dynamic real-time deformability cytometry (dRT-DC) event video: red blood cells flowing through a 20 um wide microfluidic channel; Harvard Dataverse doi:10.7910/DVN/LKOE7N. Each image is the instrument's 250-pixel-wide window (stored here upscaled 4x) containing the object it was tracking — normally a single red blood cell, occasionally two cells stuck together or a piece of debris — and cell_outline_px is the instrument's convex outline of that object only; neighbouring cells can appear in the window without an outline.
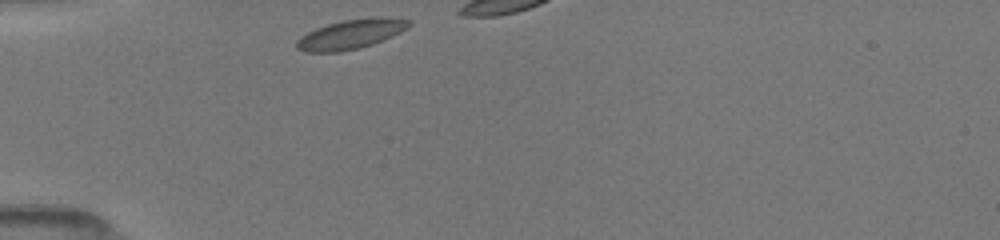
{"species": "common noctule bat (a hibernating species)", "species_latin": "Nyctalus noctula", "temperature_condition": "room temperature", "stored_images_in_passage": 8, "camera_frame_rate_fps": 3000, "um_per_image_px": 0.085, "animal": {"sex": "female", "body_mass_g": 19.5, "forearm_length_mm": 54.1}, "frame": {"image": 1, "passage_image": 1, "time_ms": 0.0, "image_size_px": [1000, 240], "cell_outline_px": [[412, 24], [408, 28], [392, 36], [372, 44], [360, 48], [340, 52], [304, 52], [296, 48], [296, 40], [300, 36], [316, 28], [328, 24], [344, 20], [372, 16], [384, 16], [412, 20]], "centroid_in_image_um": [29.85, 2.89], "position_along_channel_um": 55.2, "area_um2": 19.59}}
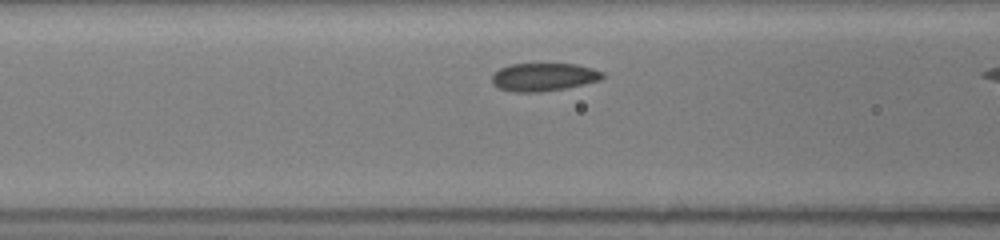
{"frame": {"image": 2, "passage_image": 7, "time_ms": 2.0, "image_size_px": [1000, 240], "cell_outline_px": [[604, 76], [600, 80], [584, 84], [564, 88], [540, 92], [512, 92], [500, 88], [492, 84], [492, 76], [500, 68], [508, 64], [576, 64], [592, 68], [604, 72]], "centroid_in_image_um": [46.21, 6.54], "position_along_channel_um": 120.4, "area_um2": 18.03}}